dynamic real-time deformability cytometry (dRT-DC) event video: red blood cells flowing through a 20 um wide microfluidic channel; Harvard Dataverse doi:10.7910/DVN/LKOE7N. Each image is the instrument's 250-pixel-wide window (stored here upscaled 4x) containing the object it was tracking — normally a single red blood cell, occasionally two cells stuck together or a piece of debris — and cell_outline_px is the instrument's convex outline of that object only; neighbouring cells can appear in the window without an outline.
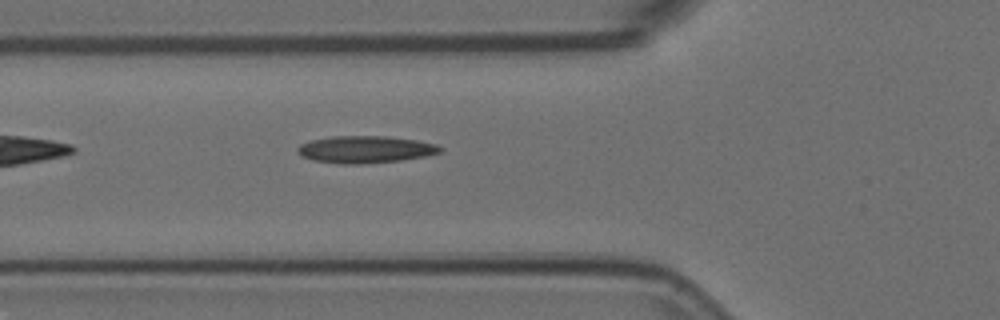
{"species": "Egyptian fruit bat (a non-hibernating species)", "species_latin": "Rousettus aegyptiacus", "temperature_condition": "room temperature", "stored_images_in_passage": 26, "camera_frame_rate_fps": 3000, "um_per_image_px": 0.085, "animal": {"sex": "female"}, "frame": {"image": 1, "passage_image": 6, "time_ms": 1.667, "image_size_px": [1000, 320], "cell_outline_px": [[444, 148], [440, 152], [424, 156], [400, 160], [360, 164], [344, 164], [312, 160], [300, 156], [296, 152], [296, 148], [300, 144], [312, 140], [332, 136], [384, 136], [416, 140], [436, 144]], "centroid_in_image_um": [31.01, 12.7], "position_along_channel_um": 94.8, "area_um2": 22.48}}
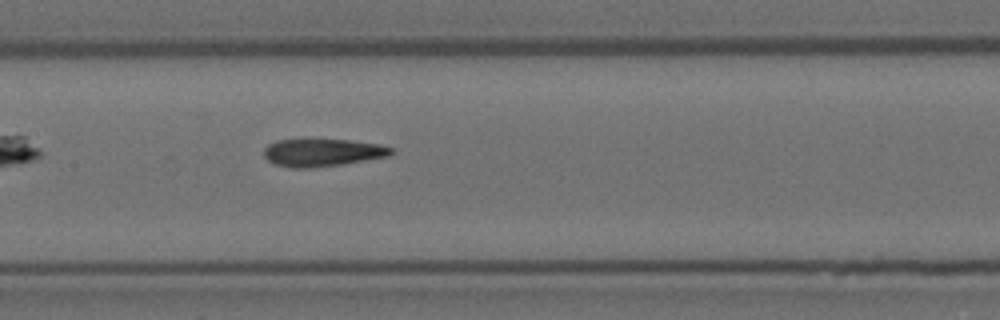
{"frame": {"image": 2, "passage_image": 13, "time_ms": 4.0, "image_size_px": [1000, 320], "cell_outline_px": [[396, 152], [388, 156], [344, 164], [312, 168], [292, 168], [276, 164], [268, 160], [264, 156], [264, 148], [268, 144], [276, 140], [308, 136], [348, 140], [380, 144], [392, 148]], "centroid_in_image_um": [27.37, 12.92], "position_along_channel_um": 180.0, "area_um2": 21.5}}
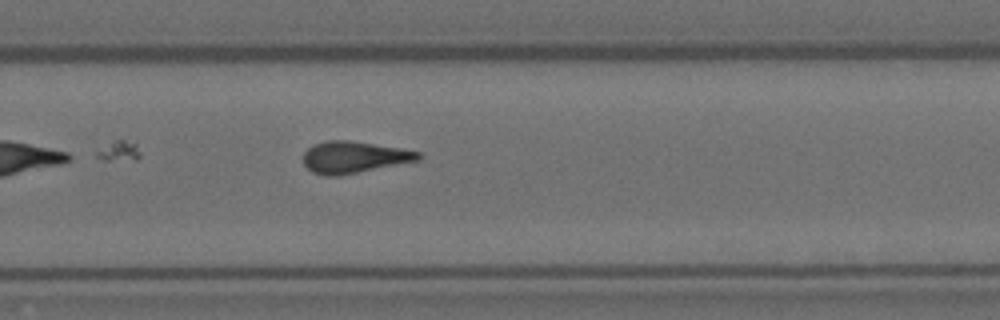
{"frame": {"image": 3, "passage_image": 23, "time_ms": 7.333, "image_size_px": [1000, 320], "cell_outline_px": [[420, 160], [340, 176], [324, 176], [312, 172], [304, 164], [304, 152], [312, 144], [328, 140], [348, 140], [400, 148], [420, 152]], "centroid_in_image_um": [30.06, 13.37], "position_along_channel_um": 299.7, "area_um2": 21.27}}